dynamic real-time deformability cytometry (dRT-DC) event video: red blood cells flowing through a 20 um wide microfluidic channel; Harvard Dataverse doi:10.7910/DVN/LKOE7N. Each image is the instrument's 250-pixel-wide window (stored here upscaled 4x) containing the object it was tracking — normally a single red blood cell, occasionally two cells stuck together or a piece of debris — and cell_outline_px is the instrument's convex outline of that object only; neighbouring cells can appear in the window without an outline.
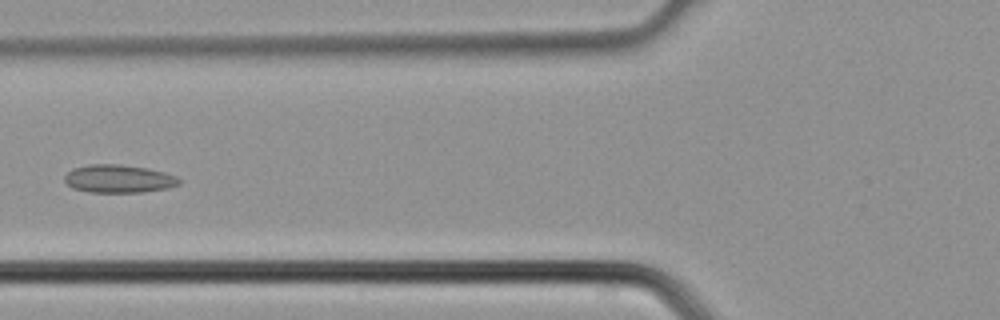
{"species": "common noctule bat (a hibernating species)", "species_latin": "Nyctalus noctula", "temperature_condition": "cold", "stored_images_in_passage": 2, "camera_frame_rate_fps": 3000, "um_per_image_px": 0.085, "animal": {"sex": "male", "body_mass_g": 21.5, "forearm_length_mm": 52.0}, "frame": {"image": 1, "passage_image": 2, "time_ms": 0.333, "image_size_px": [1000, 320], "cell_outline_px": [[180, 184], [168, 188], [144, 192], [88, 192], [72, 188], [64, 180], [64, 176], [72, 168], [88, 164], [120, 164], [148, 168], [164, 172], [176, 176], [180, 180]], "centroid_in_image_um": [10.08, 15.19], "position_along_channel_um": 115.7, "area_um2": 18.84}}